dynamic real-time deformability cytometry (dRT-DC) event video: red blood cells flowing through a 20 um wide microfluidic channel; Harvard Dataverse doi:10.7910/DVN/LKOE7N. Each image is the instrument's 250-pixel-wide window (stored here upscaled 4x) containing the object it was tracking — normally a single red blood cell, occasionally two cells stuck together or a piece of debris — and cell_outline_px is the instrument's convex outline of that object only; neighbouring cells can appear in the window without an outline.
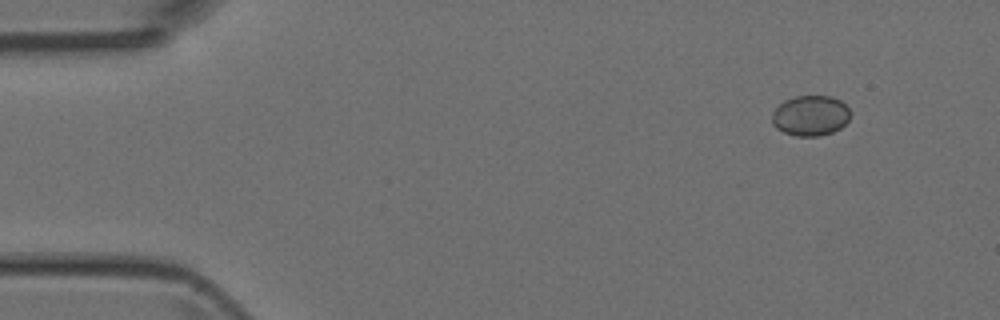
{"species": "Egyptian fruit bat (a non-hibernating species)", "species_latin": "Rousettus aegyptiacus", "temperature_condition": "room temperature", "stored_images_in_passage": 5, "camera_frame_rate_fps": 3000, "um_per_image_px": 0.085, "animal": {"sex": "female"}, "frame": {"image": 1, "passage_image": 1, "time_ms": 0.0, "image_size_px": [1000, 320], "cell_outline_px": [[848, 120], [840, 128], [832, 132], [820, 136], [796, 136], [784, 132], [776, 128], [772, 124], [772, 112], [784, 100], [796, 96], [832, 96], [840, 100], [848, 108]], "centroid_in_image_um": [68.86, 9.83], "position_along_channel_um": 16.1, "area_um2": 18.32}}